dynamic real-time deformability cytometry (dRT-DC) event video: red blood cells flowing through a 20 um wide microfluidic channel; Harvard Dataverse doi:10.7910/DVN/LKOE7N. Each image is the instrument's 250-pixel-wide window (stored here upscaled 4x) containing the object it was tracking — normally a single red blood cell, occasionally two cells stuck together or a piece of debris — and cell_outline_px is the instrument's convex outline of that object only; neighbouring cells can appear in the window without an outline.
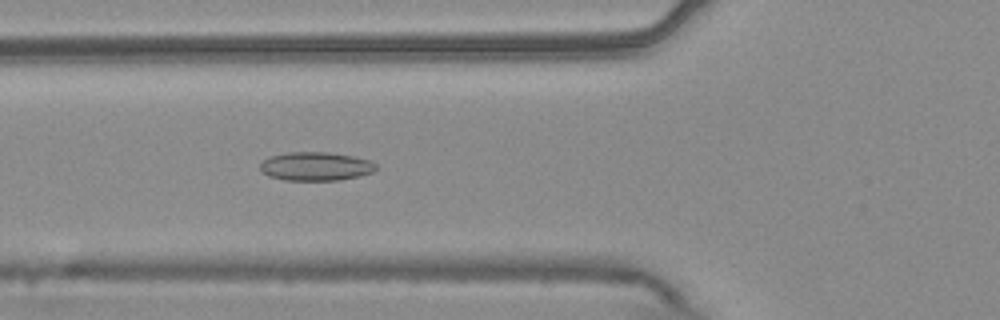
{"species": "common noctule bat (a hibernating species)", "species_latin": "Nyctalus noctula", "temperature_condition": "warm", "stored_images_in_passage": 38, "camera_frame_rate_fps": 3000, "um_per_image_px": 0.085, "animal": {"sex": "male", "body_mass_g": 20.4}, "frame": {"image": 1, "passage_image": 10, "time_ms": 3.0, "image_size_px": [1000, 320], "cell_outline_px": [[380, 168], [372, 172], [360, 176], [340, 180], [284, 180], [268, 176], [260, 172], [260, 164], [268, 156], [288, 152], [328, 152], [352, 156], [372, 160]], "centroid_in_image_um": [26.85, 14.14], "position_along_channel_um": 99.0, "area_um2": 19.65}}
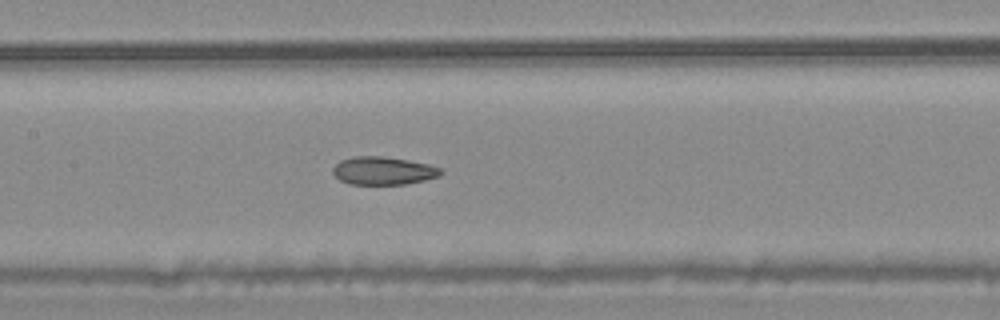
{"frame": {"image": 2, "passage_image": 16, "time_ms": 5.0, "image_size_px": [1000, 320], "cell_outline_px": [[444, 172], [440, 176], [424, 180], [404, 184], [352, 184], [340, 180], [332, 172], [332, 168], [340, 160], [352, 156], [384, 156], [408, 160], [428, 164], [440, 168]], "centroid_in_image_um": [32.57, 14.5], "position_along_channel_um": 174.8, "area_um2": 17.63}}
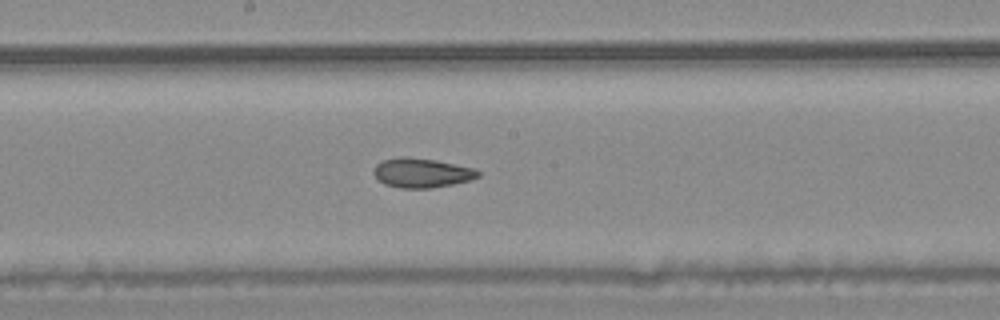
{"frame": {"image": 3, "passage_image": 19, "time_ms": 6.0, "image_size_px": [1000, 320], "cell_outline_px": [[480, 176], [472, 180], [432, 188], [400, 188], [384, 184], [372, 172], [376, 164], [384, 160], [404, 156], [436, 160], [476, 168], [480, 172]], "centroid_in_image_um": [35.88, 14.69], "position_along_channel_um": 212.3, "area_um2": 17.98}, "authors_computed_cell_mechanics": {"area_um2": 18.496, "velocity_mm_per_s": 3.7667, "shape_relaxation_time_tau1_ms": null, "shape_relaxation_time_tau2_ms": 2.7601, "deformation_change_tau1": null, "deformation_change_tau2": 0.0946}}